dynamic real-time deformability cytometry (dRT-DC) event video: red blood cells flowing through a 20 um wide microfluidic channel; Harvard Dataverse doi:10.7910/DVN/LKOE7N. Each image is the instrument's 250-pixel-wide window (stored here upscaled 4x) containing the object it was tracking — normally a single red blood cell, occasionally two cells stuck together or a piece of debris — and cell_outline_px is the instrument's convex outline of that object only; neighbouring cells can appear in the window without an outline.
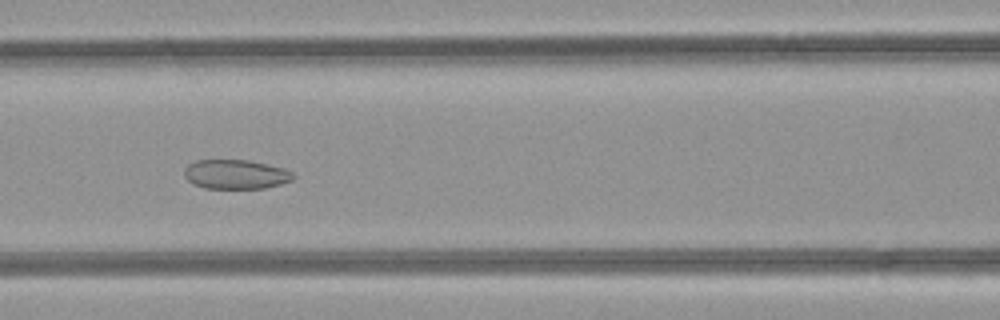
{"species": "common noctule bat (a hibernating species)", "species_latin": "Nyctalus noctula", "temperature_condition": "room temperature", "stored_images_in_passage": 49, "camera_frame_rate_fps": 3000, "um_per_image_px": 0.085, "animal": {"sex": "female", "body_mass_g": 21.9}, "frame": {"image": 1, "passage_image": 21, "time_ms": 6.667, "image_size_px": [1000, 320], "cell_outline_px": [[296, 176], [292, 180], [280, 184], [264, 188], [204, 188], [188, 180], [184, 176], [184, 168], [188, 164], [196, 160], [248, 160], [284, 168], [292, 172]], "centroid_in_image_um": [20.04, 14.81], "position_along_channel_um": 146.6, "area_um2": 18.55}}
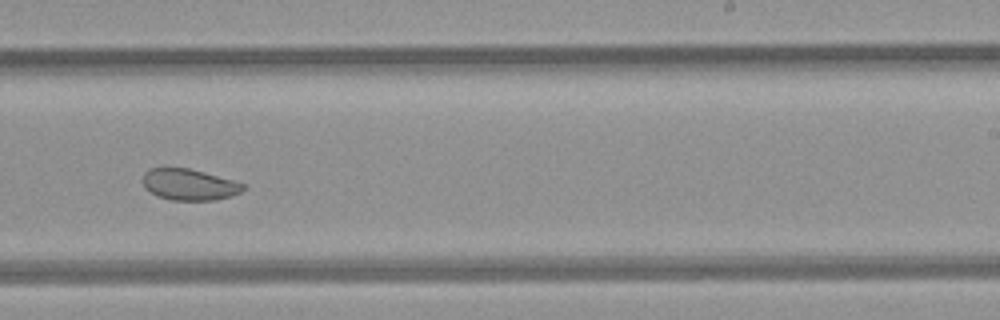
{"frame": {"image": 2, "passage_image": 30, "time_ms": 9.667, "image_size_px": [1000, 320], "cell_outline_px": [[244, 188], [240, 192], [228, 196], [212, 200], [172, 200], [156, 196], [144, 188], [144, 172], [148, 168], [164, 164], [188, 168], [204, 172], [232, 180], [244, 184]], "centroid_in_image_um": [15.97, 15.64], "position_along_channel_um": 273.0, "area_um2": 18.61}}
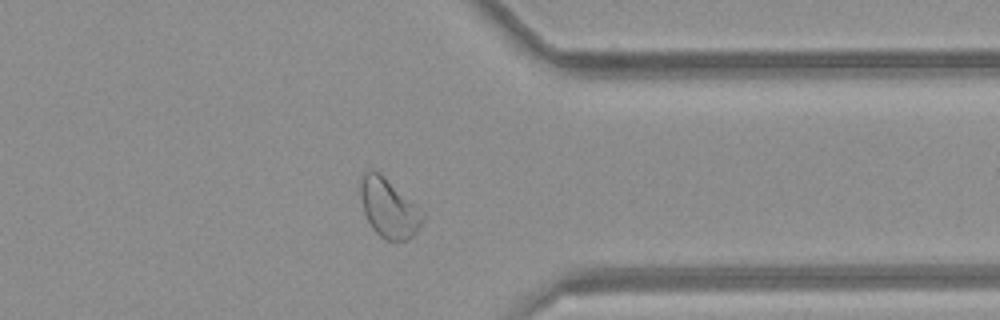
{"frame": {"image": 3, "passage_image": 38, "time_ms": 12.333, "image_size_px": [1000, 320], "cell_outline_px": [[424, 220], [420, 228], [408, 240], [384, 240], [372, 228], [364, 212], [360, 192], [360, 176], [364, 172], [372, 168], [380, 172], [416, 204], [424, 212]], "centroid_in_image_um": [33.05, 17.66], "position_along_channel_um": 378.3, "area_um2": 21.62}, "authors_computed_cell_mechanics": {"area_um2": 23.987, "velocity_mm_per_s": 4.2346, "shape_relaxation_time_tau1_ms": null, "shape_relaxation_time_tau2_ms": 1.7019, "deformation_change_tau1": null, "deformation_change_tau2": 0.0648}}